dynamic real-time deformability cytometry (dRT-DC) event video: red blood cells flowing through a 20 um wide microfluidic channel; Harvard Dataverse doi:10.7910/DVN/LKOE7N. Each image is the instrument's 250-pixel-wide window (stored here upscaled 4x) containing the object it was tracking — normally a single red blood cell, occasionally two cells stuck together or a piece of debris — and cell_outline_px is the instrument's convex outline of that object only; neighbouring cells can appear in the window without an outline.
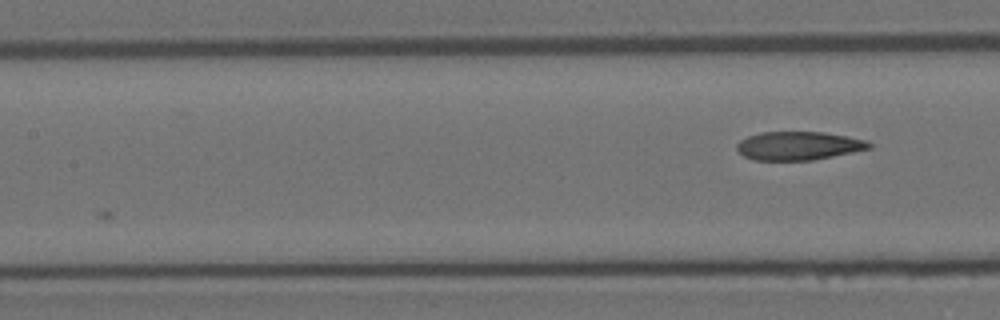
{"species": "Egyptian fruit bat (a non-hibernating species)", "species_latin": "Rousettus aegyptiacus", "temperature_condition": "room temperature", "stored_images_in_passage": 6, "camera_frame_rate_fps": 3000, "um_per_image_px": 0.085, "animal": {"sex": "female"}, "frame": {"image": 1, "passage_image": 6, "time_ms": 1.667, "image_size_px": [1000, 320], "cell_outline_px": [[872, 148], [812, 160], [752, 160], [744, 156], [736, 148], [736, 144], [740, 140], [748, 136], [760, 132], [824, 132], [848, 136], [868, 140], [872, 144]], "centroid_in_image_um": [67.88, 12.38], "position_along_channel_um": 139.5, "area_um2": 22.02}}